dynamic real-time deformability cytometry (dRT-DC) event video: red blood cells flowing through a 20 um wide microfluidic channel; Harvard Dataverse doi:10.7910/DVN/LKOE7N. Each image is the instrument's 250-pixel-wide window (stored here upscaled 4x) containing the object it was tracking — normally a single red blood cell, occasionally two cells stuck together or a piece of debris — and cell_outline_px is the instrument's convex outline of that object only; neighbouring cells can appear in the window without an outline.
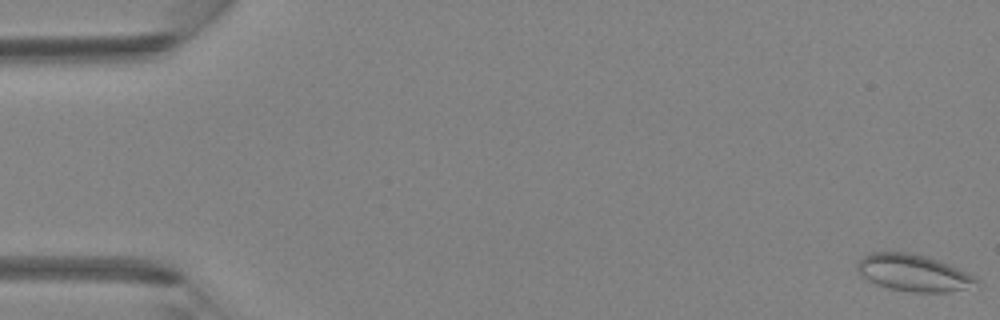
{"species": "Egyptian fruit bat (a non-hibernating species)", "species_latin": "Rousettus aegyptiacus", "temperature_condition": "room temperature", "stored_images_in_passage": 4, "camera_frame_rate_fps": 3000, "um_per_image_px": 0.085, "animal": {"sex": "female"}, "frame": {"image": 1, "passage_image": 1, "time_ms": 0.0, "image_size_px": [1000, 320], "cell_outline_px": [[980, 288], [948, 292], [912, 292], [888, 288], [876, 284], [860, 276], [856, 268], [856, 264], [864, 256], [872, 252], [908, 252], [940, 260], [960, 268], [976, 276], [980, 280]], "centroid_in_image_um": [77.74, 23.21], "position_along_channel_um": 7.3, "area_um2": 26.24}}